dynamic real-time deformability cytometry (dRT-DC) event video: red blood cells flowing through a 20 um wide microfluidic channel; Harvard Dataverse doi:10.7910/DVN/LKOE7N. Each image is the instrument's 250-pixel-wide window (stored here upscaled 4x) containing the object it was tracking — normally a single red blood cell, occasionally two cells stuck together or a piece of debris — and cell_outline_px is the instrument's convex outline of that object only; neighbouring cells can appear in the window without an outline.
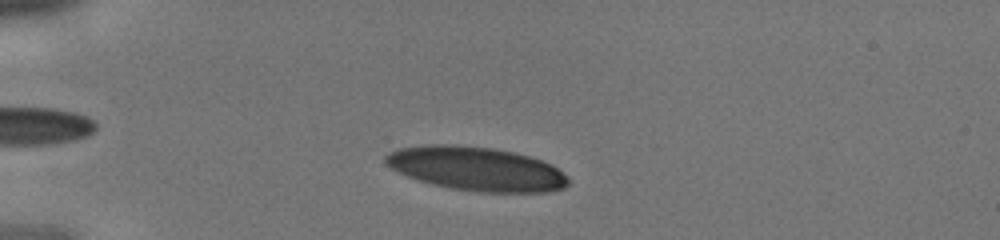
{"species": "human", "species_latin": "Homo sapiens", "temperature_condition": "cold", "stored_images_in_passage": 34, "camera_frame_rate_fps": 3000, "um_per_image_px": 0.085, "donor": {"sex": "male"}, "frame": {"image": 1, "passage_image": 6, "time_ms": 1.667, "image_size_px": [1000, 240], "cell_outline_px": [[568, 184], [564, 188], [548, 192], [476, 192], [452, 188], [432, 184], [408, 176], [392, 168], [384, 160], [384, 156], [388, 152], [400, 148], [428, 144], [452, 144], [492, 148], [516, 152], [552, 164], [568, 176]], "centroid_in_image_um": [40.51, 14.34], "position_along_channel_um": 44.5, "area_um2": 46.7}}
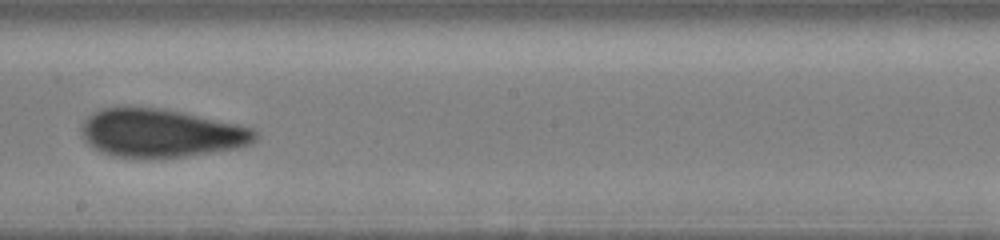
{"frame": {"image": 2, "passage_image": 20, "time_ms": 6.333, "image_size_px": [1000, 240], "cell_outline_px": [[260, 136], [256, 140], [248, 144], [236, 148], [184, 156], [112, 156], [100, 152], [92, 148], [84, 140], [80, 128], [84, 120], [92, 112], [100, 108], [160, 108], [180, 112], [236, 124], [252, 128], [260, 132]], "centroid_in_image_um": [13.65, 11.3], "position_along_channel_um": 234.5, "area_um2": 48.15}}
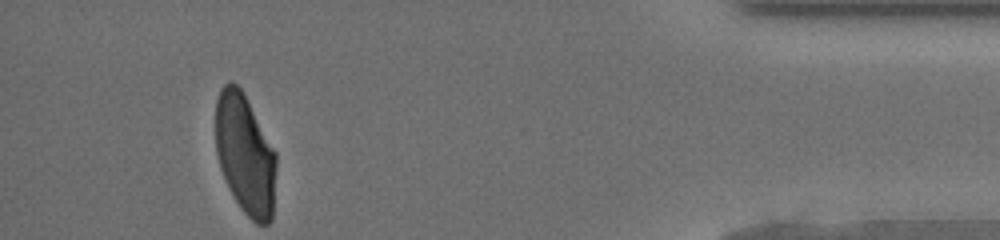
{"frame": {"image": 3, "passage_image": 34, "time_ms": 11.0, "image_size_px": [1000, 240], "cell_outline_px": [[276, 168], [272, 220], [268, 224], [256, 224], [240, 208], [228, 188], [220, 168], [216, 152], [216, 100], [220, 88], [228, 80], [232, 80], [244, 92], [276, 152]], "centroid_in_image_um": [20.83, 13.1], "position_along_channel_um": 414.4, "area_um2": 42.95}}